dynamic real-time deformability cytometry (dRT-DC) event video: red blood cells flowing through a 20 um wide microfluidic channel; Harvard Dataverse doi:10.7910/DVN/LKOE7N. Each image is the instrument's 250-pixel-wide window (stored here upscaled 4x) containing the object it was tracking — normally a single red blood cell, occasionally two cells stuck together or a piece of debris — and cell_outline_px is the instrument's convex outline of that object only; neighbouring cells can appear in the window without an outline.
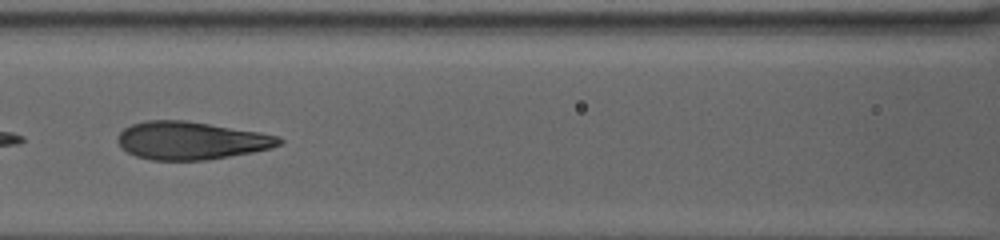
{"species": "human", "species_latin": "Homo sapiens", "temperature_condition": "warm", "stored_images_in_passage": 55, "camera_frame_rate_fps": 3000, "um_per_image_px": 0.085, "donor": {"sex": "female"}, "frame": {"image": 1, "passage_image": 26, "time_ms": 12.667, "image_size_px": [1000, 240], "cell_outline_px": [[284, 140], [280, 144], [272, 148], [252, 152], [208, 160], [152, 160], [136, 156], [120, 148], [116, 140], [116, 136], [124, 128], [132, 124], [144, 120], [184, 120], [260, 132], [280, 136]], "centroid_in_image_um": [16.22, 11.95], "position_along_channel_um": 150.4, "area_um2": 35.84}}
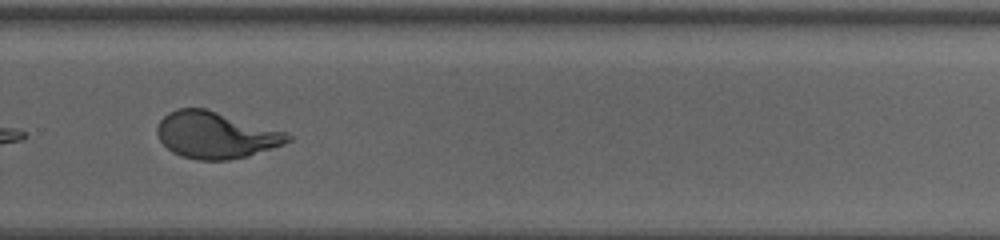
{"frame": {"image": 2, "passage_image": 35, "time_ms": 18.667, "image_size_px": [1000, 240], "cell_outline_px": [[292, 140], [284, 144], [248, 156], [228, 160], [196, 160], [180, 156], [172, 152], [160, 140], [156, 132], [156, 128], [160, 120], [168, 112], [176, 108], [204, 108], [288, 132], [292, 136]], "centroid_in_image_um": [18.34, 11.48], "position_along_channel_um": 311.5, "area_um2": 35.6}}
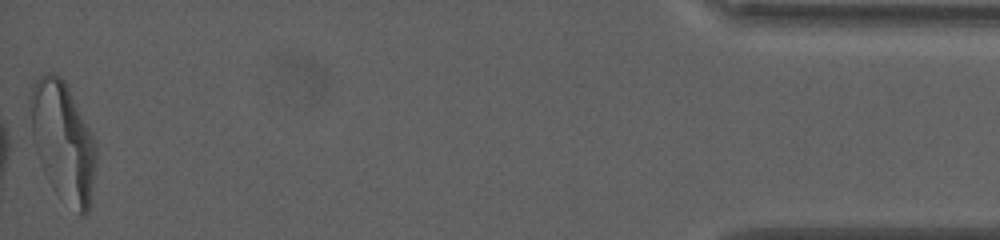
{"frame": {"image": 3, "passage_image": 55, "time_ms": 26.0, "image_size_px": [1000, 240], "cell_outline_px": [[96, 160], [92, 188], [88, 212], [84, 216], [80, 216], [32, 136], [28, 108], [28, 96], [36, 80], [40, 76], [48, 72], [52, 72], [60, 76], [64, 80], [96, 144]], "centroid_in_image_um": [5.39, 11.73], "position_along_channel_um": 429.8, "area_um2": 41.67}, "authors_computed_cell_mechanics": {"area_um2": 41.2114, "velocity_mm_per_s": 2.6924, "shape_relaxation_time_tau1_ms": 6.3364, "shape_relaxation_time_tau2_ms": null, "deformation_change_tau1": 0.2274, "deformation_change_tau2": null}}